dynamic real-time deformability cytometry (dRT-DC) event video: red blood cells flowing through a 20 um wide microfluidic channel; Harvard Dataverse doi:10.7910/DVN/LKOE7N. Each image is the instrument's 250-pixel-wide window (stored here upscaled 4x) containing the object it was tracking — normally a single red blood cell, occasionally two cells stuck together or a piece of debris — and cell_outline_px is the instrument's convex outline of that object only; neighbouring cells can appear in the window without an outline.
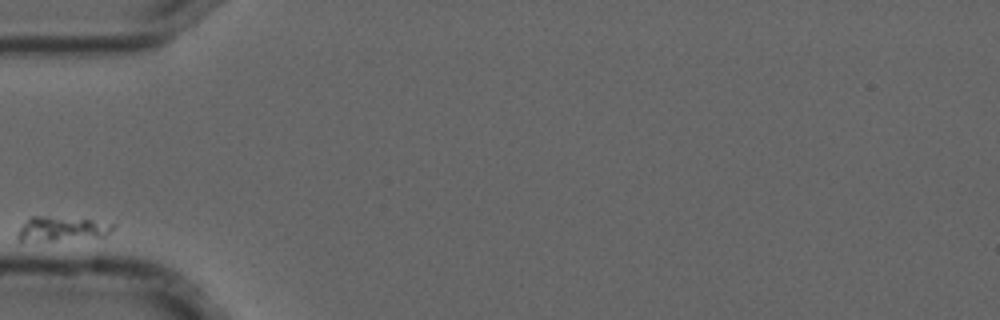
{"species": "common noctule bat (a hibernating species)", "species_latin": "Nyctalus noctula", "temperature_condition": "cold", "stored_images_in_passage": 5, "camera_frame_rate_fps": 3000, "um_per_image_px": 0.085, "animal": {"sex": "male", "forearm_length_mm": 52.5}, "frame": {"image": 1, "passage_image": 1, "time_ms": 0.0, "image_size_px": [1000, 320], "cell_outline_px": [[116, 224], [104, 236], [20, 244], [16, 240], [16, 232], [32, 216], [48, 216], [92, 220]], "centroid_in_image_um": [5.11, 19.5], "position_along_channel_um": 79.9, "area_um2": 13.93}}
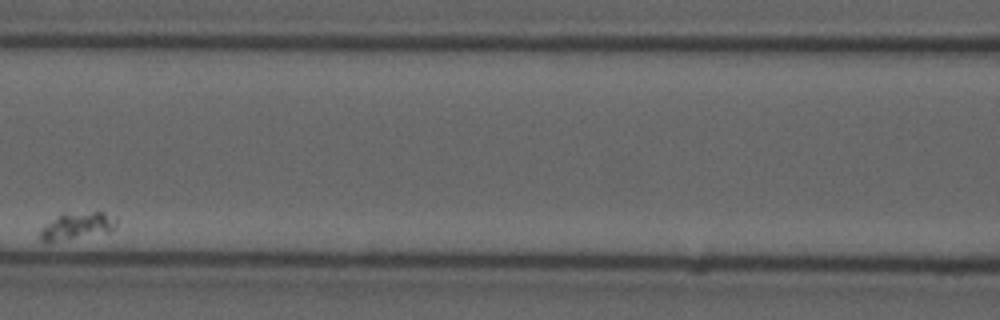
{"frame": {"image": 2, "passage_image": 3, "time_ms": 0.667, "image_size_px": [1000, 320], "cell_outline_px": [[116, 224], [108, 232], [56, 240], [40, 240], [40, 232], [52, 220], [64, 212], [104, 212], [116, 216]], "centroid_in_image_um": [6.62, 19.15], "position_along_channel_um": 160.0, "area_um2": 11.44}}
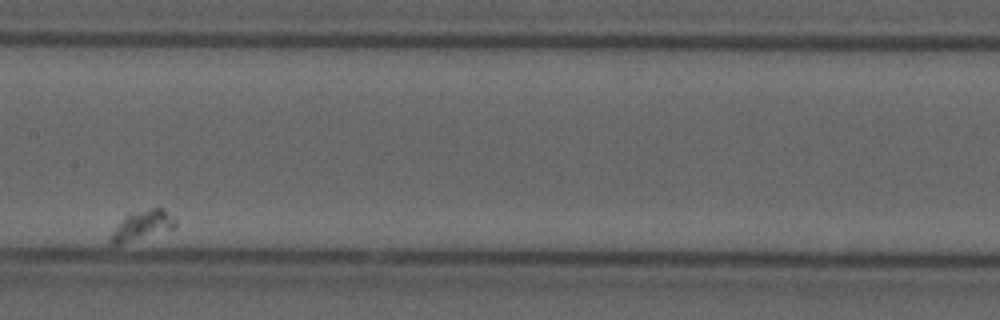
{"frame": {"image": 3, "passage_image": 4, "time_ms": 1.0, "image_size_px": [1000, 320], "cell_outline_px": [[176, 228], [120, 244], [112, 244], [108, 240], [112, 232], [124, 216], [128, 212], [152, 208], [160, 208], [176, 216]], "centroid_in_image_um": [12.1, 19.13], "position_along_channel_um": 195.3, "area_um2": 11.21}}